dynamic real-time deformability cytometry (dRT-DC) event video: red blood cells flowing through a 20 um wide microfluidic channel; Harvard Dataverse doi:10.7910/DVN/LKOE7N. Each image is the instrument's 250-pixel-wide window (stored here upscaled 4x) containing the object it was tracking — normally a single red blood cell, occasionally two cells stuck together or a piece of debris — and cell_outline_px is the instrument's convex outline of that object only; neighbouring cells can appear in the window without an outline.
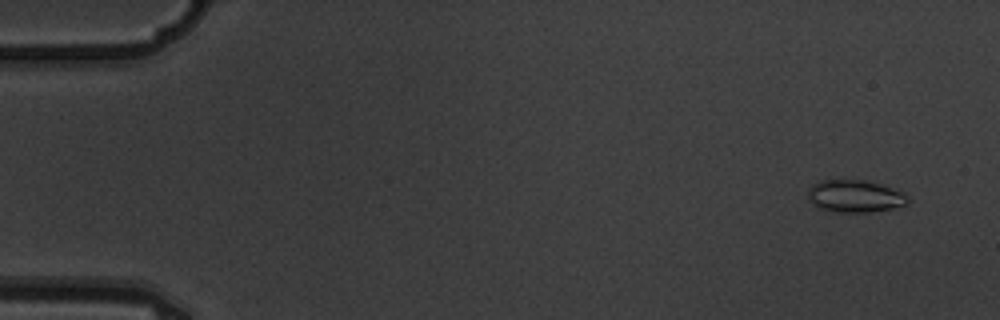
{"species": "common noctule bat (a hibernating species)", "species_latin": "Nyctalus noctula", "temperature_condition": "warm", "stored_images_in_passage": 5, "camera_frame_rate_fps": 3000, "um_per_image_px": 0.085, "animal": {"sex": "male", "body_mass_g": 19.5, "forearm_length_mm": 54.6}, "frame": {"image": 1, "passage_image": 1, "time_ms": 0.0, "image_size_px": [1000, 320], "cell_outline_px": [[908, 204], [892, 208], [868, 212], [836, 212], [816, 208], [812, 204], [808, 196], [808, 188], [812, 184], [820, 180], [864, 180], [880, 184], [904, 192], [908, 196]], "centroid_in_image_um": [72.64, 16.67], "position_along_channel_um": 12.4, "area_um2": 18.96}}
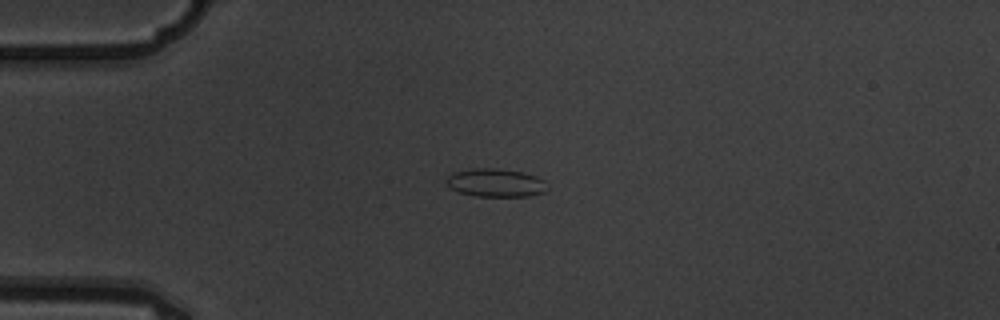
{"frame": {"image": 2, "passage_image": 4, "time_ms": 1.0, "image_size_px": [1000, 320], "cell_outline_px": [[548, 188], [544, 192], [528, 196], [476, 196], [460, 192], [452, 188], [444, 180], [452, 172], [472, 168], [496, 168], [520, 172], [536, 176], [544, 180]], "centroid_in_image_um": [42.12, 15.53], "position_along_channel_um": 42.9, "area_um2": 16.53}}